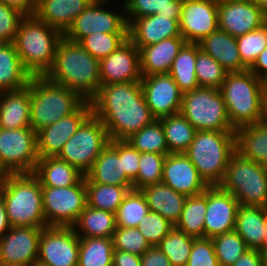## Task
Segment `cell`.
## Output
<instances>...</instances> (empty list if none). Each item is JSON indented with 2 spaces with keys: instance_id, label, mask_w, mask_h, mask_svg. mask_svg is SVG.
Listing matches in <instances>:
<instances>
[{
  "instance_id": "3957f363",
  "label": "cell",
  "mask_w": 267,
  "mask_h": 266,
  "mask_svg": "<svg viewBox=\"0 0 267 266\" xmlns=\"http://www.w3.org/2000/svg\"><path fill=\"white\" fill-rule=\"evenodd\" d=\"M63 34L34 15H26L20 22L13 41L24 69L31 76H45Z\"/></svg>"
},
{
  "instance_id": "f6af8a7d",
  "label": "cell",
  "mask_w": 267,
  "mask_h": 266,
  "mask_svg": "<svg viewBox=\"0 0 267 266\" xmlns=\"http://www.w3.org/2000/svg\"><path fill=\"white\" fill-rule=\"evenodd\" d=\"M128 39V33H93L83 37L78 43L98 60L116 51Z\"/></svg>"
},
{
  "instance_id": "7402d4cb",
  "label": "cell",
  "mask_w": 267,
  "mask_h": 266,
  "mask_svg": "<svg viewBox=\"0 0 267 266\" xmlns=\"http://www.w3.org/2000/svg\"><path fill=\"white\" fill-rule=\"evenodd\" d=\"M161 182L187 197L202 194L208 187L185 153L166 155Z\"/></svg>"
},
{
  "instance_id": "74e56055",
  "label": "cell",
  "mask_w": 267,
  "mask_h": 266,
  "mask_svg": "<svg viewBox=\"0 0 267 266\" xmlns=\"http://www.w3.org/2000/svg\"><path fill=\"white\" fill-rule=\"evenodd\" d=\"M87 205L89 207L116 213L119 205L133 186L104 185L91 182L85 176Z\"/></svg>"
},
{
  "instance_id": "603a6c76",
  "label": "cell",
  "mask_w": 267,
  "mask_h": 266,
  "mask_svg": "<svg viewBox=\"0 0 267 266\" xmlns=\"http://www.w3.org/2000/svg\"><path fill=\"white\" fill-rule=\"evenodd\" d=\"M172 37L182 36L179 20H173L171 16L154 14L139 17L128 26V38L138 49Z\"/></svg>"
},
{
  "instance_id": "2644e50d",
  "label": "cell",
  "mask_w": 267,
  "mask_h": 266,
  "mask_svg": "<svg viewBox=\"0 0 267 266\" xmlns=\"http://www.w3.org/2000/svg\"><path fill=\"white\" fill-rule=\"evenodd\" d=\"M4 175H5V174L0 170V185L2 184Z\"/></svg>"
},
{
  "instance_id": "be15d7a7",
  "label": "cell",
  "mask_w": 267,
  "mask_h": 266,
  "mask_svg": "<svg viewBox=\"0 0 267 266\" xmlns=\"http://www.w3.org/2000/svg\"><path fill=\"white\" fill-rule=\"evenodd\" d=\"M261 91H267V72L259 77Z\"/></svg>"
},
{
  "instance_id": "f907efd6",
  "label": "cell",
  "mask_w": 267,
  "mask_h": 266,
  "mask_svg": "<svg viewBox=\"0 0 267 266\" xmlns=\"http://www.w3.org/2000/svg\"><path fill=\"white\" fill-rule=\"evenodd\" d=\"M173 227L174 225L160 214L149 211L139 221L137 228L150 246H157Z\"/></svg>"
},
{
  "instance_id": "89a4df30",
  "label": "cell",
  "mask_w": 267,
  "mask_h": 266,
  "mask_svg": "<svg viewBox=\"0 0 267 266\" xmlns=\"http://www.w3.org/2000/svg\"><path fill=\"white\" fill-rule=\"evenodd\" d=\"M30 266H47V265L41 264L40 262L37 261L32 263Z\"/></svg>"
},
{
  "instance_id": "f546056e",
  "label": "cell",
  "mask_w": 267,
  "mask_h": 266,
  "mask_svg": "<svg viewBox=\"0 0 267 266\" xmlns=\"http://www.w3.org/2000/svg\"><path fill=\"white\" fill-rule=\"evenodd\" d=\"M85 176L97 184L133 186L123 170L122 159L110 144L102 150Z\"/></svg>"
},
{
  "instance_id": "30bf717a",
  "label": "cell",
  "mask_w": 267,
  "mask_h": 266,
  "mask_svg": "<svg viewBox=\"0 0 267 266\" xmlns=\"http://www.w3.org/2000/svg\"><path fill=\"white\" fill-rule=\"evenodd\" d=\"M109 141L105 126L92 113L64 144L57 157L85 176Z\"/></svg>"
},
{
  "instance_id": "f5cc1de1",
  "label": "cell",
  "mask_w": 267,
  "mask_h": 266,
  "mask_svg": "<svg viewBox=\"0 0 267 266\" xmlns=\"http://www.w3.org/2000/svg\"><path fill=\"white\" fill-rule=\"evenodd\" d=\"M185 266H219L211 238L194 239L190 256Z\"/></svg>"
},
{
  "instance_id": "9f6ffc18",
  "label": "cell",
  "mask_w": 267,
  "mask_h": 266,
  "mask_svg": "<svg viewBox=\"0 0 267 266\" xmlns=\"http://www.w3.org/2000/svg\"><path fill=\"white\" fill-rule=\"evenodd\" d=\"M113 266H141V256L120 250H114Z\"/></svg>"
},
{
  "instance_id": "ee69618b",
  "label": "cell",
  "mask_w": 267,
  "mask_h": 266,
  "mask_svg": "<svg viewBox=\"0 0 267 266\" xmlns=\"http://www.w3.org/2000/svg\"><path fill=\"white\" fill-rule=\"evenodd\" d=\"M211 239L219 266H232L248 250L245 241L235 230Z\"/></svg>"
},
{
  "instance_id": "c3c4849f",
  "label": "cell",
  "mask_w": 267,
  "mask_h": 266,
  "mask_svg": "<svg viewBox=\"0 0 267 266\" xmlns=\"http://www.w3.org/2000/svg\"><path fill=\"white\" fill-rule=\"evenodd\" d=\"M242 62L250 68L258 55L267 48V30L261 27L236 38Z\"/></svg>"
},
{
  "instance_id": "4316f807",
  "label": "cell",
  "mask_w": 267,
  "mask_h": 266,
  "mask_svg": "<svg viewBox=\"0 0 267 266\" xmlns=\"http://www.w3.org/2000/svg\"><path fill=\"white\" fill-rule=\"evenodd\" d=\"M26 127H31L29 83L22 89L0 92V128Z\"/></svg>"
},
{
  "instance_id": "753ad0ef",
  "label": "cell",
  "mask_w": 267,
  "mask_h": 266,
  "mask_svg": "<svg viewBox=\"0 0 267 266\" xmlns=\"http://www.w3.org/2000/svg\"><path fill=\"white\" fill-rule=\"evenodd\" d=\"M92 2H104V1H110V0H91Z\"/></svg>"
},
{
  "instance_id": "44dd1931",
  "label": "cell",
  "mask_w": 267,
  "mask_h": 266,
  "mask_svg": "<svg viewBox=\"0 0 267 266\" xmlns=\"http://www.w3.org/2000/svg\"><path fill=\"white\" fill-rule=\"evenodd\" d=\"M264 12L251 1L218 0V29L237 38L261 27Z\"/></svg>"
},
{
  "instance_id": "5b68a950",
  "label": "cell",
  "mask_w": 267,
  "mask_h": 266,
  "mask_svg": "<svg viewBox=\"0 0 267 266\" xmlns=\"http://www.w3.org/2000/svg\"><path fill=\"white\" fill-rule=\"evenodd\" d=\"M30 90V126L37 133L59 119L74 113L85 100L66 86L46 76H32Z\"/></svg>"
},
{
  "instance_id": "2e32d148",
  "label": "cell",
  "mask_w": 267,
  "mask_h": 266,
  "mask_svg": "<svg viewBox=\"0 0 267 266\" xmlns=\"http://www.w3.org/2000/svg\"><path fill=\"white\" fill-rule=\"evenodd\" d=\"M140 82L147 106L156 119L180 112L183 93L169 73L142 76Z\"/></svg>"
},
{
  "instance_id": "b9f144b4",
  "label": "cell",
  "mask_w": 267,
  "mask_h": 266,
  "mask_svg": "<svg viewBox=\"0 0 267 266\" xmlns=\"http://www.w3.org/2000/svg\"><path fill=\"white\" fill-rule=\"evenodd\" d=\"M149 212L141 190H130L115 213L116 227L137 228L139 221Z\"/></svg>"
},
{
  "instance_id": "8fae6325",
  "label": "cell",
  "mask_w": 267,
  "mask_h": 266,
  "mask_svg": "<svg viewBox=\"0 0 267 266\" xmlns=\"http://www.w3.org/2000/svg\"><path fill=\"white\" fill-rule=\"evenodd\" d=\"M38 160L37 133L32 127L0 128V170L5 175L34 173Z\"/></svg>"
},
{
  "instance_id": "5bb4252c",
  "label": "cell",
  "mask_w": 267,
  "mask_h": 266,
  "mask_svg": "<svg viewBox=\"0 0 267 266\" xmlns=\"http://www.w3.org/2000/svg\"><path fill=\"white\" fill-rule=\"evenodd\" d=\"M79 236L73 227L46 226L39 240L38 262L47 266H78Z\"/></svg>"
},
{
  "instance_id": "8c879c8a",
  "label": "cell",
  "mask_w": 267,
  "mask_h": 266,
  "mask_svg": "<svg viewBox=\"0 0 267 266\" xmlns=\"http://www.w3.org/2000/svg\"><path fill=\"white\" fill-rule=\"evenodd\" d=\"M0 266H18V265H12V264H5L0 262Z\"/></svg>"
},
{
  "instance_id": "836d02e7",
  "label": "cell",
  "mask_w": 267,
  "mask_h": 266,
  "mask_svg": "<svg viewBox=\"0 0 267 266\" xmlns=\"http://www.w3.org/2000/svg\"><path fill=\"white\" fill-rule=\"evenodd\" d=\"M73 228L79 237L112 238L116 230L115 214L87 205Z\"/></svg>"
},
{
  "instance_id": "f1b7e54d",
  "label": "cell",
  "mask_w": 267,
  "mask_h": 266,
  "mask_svg": "<svg viewBox=\"0 0 267 266\" xmlns=\"http://www.w3.org/2000/svg\"><path fill=\"white\" fill-rule=\"evenodd\" d=\"M235 134L236 152L245 159L267 166V121L241 126Z\"/></svg>"
},
{
  "instance_id": "d590c367",
  "label": "cell",
  "mask_w": 267,
  "mask_h": 266,
  "mask_svg": "<svg viewBox=\"0 0 267 266\" xmlns=\"http://www.w3.org/2000/svg\"><path fill=\"white\" fill-rule=\"evenodd\" d=\"M121 4L129 26L136 18L154 14L171 16L173 20H180L183 2L179 0H124Z\"/></svg>"
},
{
  "instance_id": "277c9868",
  "label": "cell",
  "mask_w": 267,
  "mask_h": 266,
  "mask_svg": "<svg viewBox=\"0 0 267 266\" xmlns=\"http://www.w3.org/2000/svg\"><path fill=\"white\" fill-rule=\"evenodd\" d=\"M8 220L12 227L45 228L42 186L33 174H6L0 185Z\"/></svg>"
},
{
  "instance_id": "cb8c5ba5",
  "label": "cell",
  "mask_w": 267,
  "mask_h": 266,
  "mask_svg": "<svg viewBox=\"0 0 267 266\" xmlns=\"http://www.w3.org/2000/svg\"><path fill=\"white\" fill-rule=\"evenodd\" d=\"M185 43L186 41L183 37H172L140 47L141 75L168 74L175 57Z\"/></svg>"
},
{
  "instance_id": "8992f818",
  "label": "cell",
  "mask_w": 267,
  "mask_h": 266,
  "mask_svg": "<svg viewBox=\"0 0 267 266\" xmlns=\"http://www.w3.org/2000/svg\"><path fill=\"white\" fill-rule=\"evenodd\" d=\"M236 152L235 131H196L185 152L208 186L219 185L231 156Z\"/></svg>"
},
{
  "instance_id": "d6986e66",
  "label": "cell",
  "mask_w": 267,
  "mask_h": 266,
  "mask_svg": "<svg viewBox=\"0 0 267 266\" xmlns=\"http://www.w3.org/2000/svg\"><path fill=\"white\" fill-rule=\"evenodd\" d=\"M239 206L236 198L219 185L208 186L204 238L234 231Z\"/></svg>"
},
{
  "instance_id": "03108f58",
  "label": "cell",
  "mask_w": 267,
  "mask_h": 266,
  "mask_svg": "<svg viewBox=\"0 0 267 266\" xmlns=\"http://www.w3.org/2000/svg\"><path fill=\"white\" fill-rule=\"evenodd\" d=\"M262 255H263V263L264 266H267V246H265L262 250Z\"/></svg>"
},
{
  "instance_id": "ffe728a7",
  "label": "cell",
  "mask_w": 267,
  "mask_h": 266,
  "mask_svg": "<svg viewBox=\"0 0 267 266\" xmlns=\"http://www.w3.org/2000/svg\"><path fill=\"white\" fill-rule=\"evenodd\" d=\"M101 85L141 81L140 52L128 38L107 57L99 60Z\"/></svg>"
},
{
  "instance_id": "d6a6232c",
  "label": "cell",
  "mask_w": 267,
  "mask_h": 266,
  "mask_svg": "<svg viewBox=\"0 0 267 266\" xmlns=\"http://www.w3.org/2000/svg\"><path fill=\"white\" fill-rule=\"evenodd\" d=\"M31 77L24 69L14 43H0V92L22 89Z\"/></svg>"
},
{
  "instance_id": "6f0895ef",
  "label": "cell",
  "mask_w": 267,
  "mask_h": 266,
  "mask_svg": "<svg viewBox=\"0 0 267 266\" xmlns=\"http://www.w3.org/2000/svg\"><path fill=\"white\" fill-rule=\"evenodd\" d=\"M232 266H264L262 252L248 249Z\"/></svg>"
},
{
  "instance_id": "f35d334b",
  "label": "cell",
  "mask_w": 267,
  "mask_h": 266,
  "mask_svg": "<svg viewBox=\"0 0 267 266\" xmlns=\"http://www.w3.org/2000/svg\"><path fill=\"white\" fill-rule=\"evenodd\" d=\"M207 209V188L199 195L187 197L181 217L175 227L187 236L204 238V219Z\"/></svg>"
},
{
  "instance_id": "484cf974",
  "label": "cell",
  "mask_w": 267,
  "mask_h": 266,
  "mask_svg": "<svg viewBox=\"0 0 267 266\" xmlns=\"http://www.w3.org/2000/svg\"><path fill=\"white\" fill-rule=\"evenodd\" d=\"M198 44L200 49L212 56L227 72H241L249 69L242 62L236 37L223 30H215Z\"/></svg>"
},
{
  "instance_id": "94428289",
  "label": "cell",
  "mask_w": 267,
  "mask_h": 266,
  "mask_svg": "<svg viewBox=\"0 0 267 266\" xmlns=\"http://www.w3.org/2000/svg\"><path fill=\"white\" fill-rule=\"evenodd\" d=\"M11 227L12 226L8 220L4 200L0 195V239L9 231Z\"/></svg>"
},
{
  "instance_id": "7bdbcfd3",
  "label": "cell",
  "mask_w": 267,
  "mask_h": 266,
  "mask_svg": "<svg viewBox=\"0 0 267 266\" xmlns=\"http://www.w3.org/2000/svg\"><path fill=\"white\" fill-rule=\"evenodd\" d=\"M194 239L174 226L157 247L170 260L171 266H185L188 262Z\"/></svg>"
},
{
  "instance_id": "ac0fdd59",
  "label": "cell",
  "mask_w": 267,
  "mask_h": 266,
  "mask_svg": "<svg viewBox=\"0 0 267 266\" xmlns=\"http://www.w3.org/2000/svg\"><path fill=\"white\" fill-rule=\"evenodd\" d=\"M42 229L11 227L0 239V262L18 266H30L37 262Z\"/></svg>"
},
{
  "instance_id": "e575fe53",
  "label": "cell",
  "mask_w": 267,
  "mask_h": 266,
  "mask_svg": "<svg viewBox=\"0 0 267 266\" xmlns=\"http://www.w3.org/2000/svg\"><path fill=\"white\" fill-rule=\"evenodd\" d=\"M198 43L186 42L175 57L169 74L182 93L192 91L199 87L195 72Z\"/></svg>"
},
{
  "instance_id": "bcb514c9",
  "label": "cell",
  "mask_w": 267,
  "mask_h": 266,
  "mask_svg": "<svg viewBox=\"0 0 267 266\" xmlns=\"http://www.w3.org/2000/svg\"><path fill=\"white\" fill-rule=\"evenodd\" d=\"M195 72L199 87L217 89H220L228 73L223 66L202 49L197 51Z\"/></svg>"
},
{
  "instance_id": "8d00e7d4",
  "label": "cell",
  "mask_w": 267,
  "mask_h": 266,
  "mask_svg": "<svg viewBox=\"0 0 267 266\" xmlns=\"http://www.w3.org/2000/svg\"><path fill=\"white\" fill-rule=\"evenodd\" d=\"M159 120L169 153H185L194 139L196 129L193 125L180 112Z\"/></svg>"
},
{
  "instance_id": "d4e9b609",
  "label": "cell",
  "mask_w": 267,
  "mask_h": 266,
  "mask_svg": "<svg viewBox=\"0 0 267 266\" xmlns=\"http://www.w3.org/2000/svg\"><path fill=\"white\" fill-rule=\"evenodd\" d=\"M91 2V0H37L34 16L64 34L73 20Z\"/></svg>"
},
{
  "instance_id": "60d3db41",
  "label": "cell",
  "mask_w": 267,
  "mask_h": 266,
  "mask_svg": "<svg viewBox=\"0 0 267 266\" xmlns=\"http://www.w3.org/2000/svg\"><path fill=\"white\" fill-rule=\"evenodd\" d=\"M127 141L140 153L170 154L159 119L134 133Z\"/></svg>"
},
{
  "instance_id": "a7ac6f4b",
  "label": "cell",
  "mask_w": 267,
  "mask_h": 266,
  "mask_svg": "<svg viewBox=\"0 0 267 266\" xmlns=\"http://www.w3.org/2000/svg\"><path fill=\"white\" fill-rule=\"evenodd\" d=\"M263 26L266 28L267 30V11L264 12V16H263Z\"/></svg>"
},
{
  "instance_id": "91938a15",
  "label": "cell",
  "mask_w": 267,
  "mask_h": 266,
  "mask_svg": "<svg viewBox=\"0 0 267 266\" xmlns=\"http://www.w3.org/2000/svg\"><path fill=\"white\" fill-rule=\"evenodd\" d=\"M249 70L258 78L267 72V48L258 55Z\"/></svg>"
},
{
  "instance_id": "003e7915",
  "label": "cell",
  "mask_w": 267,
  "mask_h": 266,
  "mask_svg": "<svg viewBox=\"0 0 267 266\" xmlns=\"http://www.w3.org/2000/svg\"><path fill=\"white\" fill-rule=\"evenodd\" d=\"M265 246H267V208H265Z\"/></svg>"
},
{
  "instance_id": "db71d44e",
  "label": "cell",
  "mask_w": 267,
  "mask_h": 266,
  "mask_svg": "<svg viewBox=\"0 0 267 266\" xmlns=\"http://www.w3.org/2000/svg\"><path fill=\"white\" fill-rule=\"evenodd\" d=\"M109 144L117 151L127 178L133 182L138 174L140 152L127 140H110Z\"/></svg>"
},
{
  "instance_id": "83f0119b",
  "label": "cell",
  "mask_w": 267,
  "mask_h": 266,
  "mask_svg": "<svg viewBox=\"0 0 267 266\" xmlns=\"http://www.w3.org/2000/svg\"><path fill=\"white\" fill-rule=\"evenodd\" d=\"M149 211L160 214L174 226L179 221L187 196L174 191L165 183L160 182L141 189Z\"/></svg>"
},
{
  "instance_id": "9a60e30c",
  "label": "cell",
  "mask_w": 267,
  "mask_h": 266,
  "mask_svg": "<svg viewBox=\"0 0 267 266\" xmlns=\"http://www.w3.org/2000/svg\"><path fill=\"white\" fill-rule=\"evenodd\" d=\"M179 29L188 43H199L218 29V0H190L182 4Z\"/></svg>"
},
{
  "instance_id": "681fc988",
  "label": "cell",
  "mask_w": 267,
  "mask_h": 266,
  "mask_svg": "<svg viewBox=\"0 0 267 266\" xmlns=\"http://www.w3.org/2000/svg\"><path fill=\"white\" fill-rule=\"evenodd\" d=\"M114 250L142 256L151 246L138 228L116 227L112 236Z\"/></svg>"
},
{
  "instance_id": "52a82bcc",
  "label": "cell",
  "mask_w": 267,
  "mask_h": 266,
  "mask_svg": "<svg viewBox=\"0 0 267 266\" xmlns=\"http://www.w3.org/2000/svg\"><path fill=\"white\" fill-rule=\"evenodd\" d=\"M222 93L231 126L237 128L260 122L261 88L260 80L249 69L228 72L223 81Z\"/></svg>"
},
{
  "instance_id": "7c38bea8",
  "label": "cell",
  "mask_w": 267,
  "mask_h": 266,
  "mask_svg": "<svg viewBox=\"0 0 267 266\" xmlns=\"http://www.w3.org/2000/svg\"><path fill=\"white\" fill-rule=\"evenodd\" d=\"M47 226L73 227L87 206L85 176L69 187H42Z\"/></svg>"
},
{
  "instance_id": "e0dca14e",
  "label": "cell",
  "mask_w": 267,
  "mask_h": 266,
  "mask_svg": "<svg viewBox=\"0 0 267 266\" xmlns=\"http://www.w3.org/2000/svg\"><path fill=\"white\" fill-rule=\"evenodd\" d=\"M92 114L91 101H85L74 113L37 132L39 157H57L64 144L76 133L81 124Z\"/></svg>"
},
{
  "instance_id": "11a10c76",
  "label": "cell",
  "mask_w": 267,
  "mask_h": 266,
  "mask_svg": "<svg viewBox=\"0 0 267 266\" xmlns=\"http://www.w3.org/2000/svg\"><path fill=\"white\" fill-rule=\"evenodd\" d=\"M141 266H171V264L170 260L157 246H151L141 256Z\"/></svg>"
},
{
  "instance_id": "ab89813d",
  "label": "cell",
  "mask_w": 267,
  "mask_h": 266,
  "mask_svg": "<svg viewBox=\"0 0 267 266\" xmlns=\"http://www.w3.org/2000/svg\"><path fill=\"white\" fill-rule=\"evenodd\" d=\"M113 241L104 237H79L78 266H113Z\"/></svg>"
},
{
  "instance_id": "6125c7cd",
  "label": "cell",
  "mask_w": 267,
  "mask_h": 266,
  "mask_svg": "<svg viewBox=\"0 0 267 266\" xmlns=\"http://www.w3.org/2000/svg\"><path fill=\"white\" fill-rule=\"evenodd\" d=\"M261 112L262 119L267 121V91H261Z\"/></svg>"
},
{
  "instance_id": "ba28073f",
  "label": "cell",
  "mask_w": 267,
  "mask_h": 266,
  "mask_svg": "<svg viewBox=\"0 0 267 266\" xmlns=\"http://www.w3.org/2000/svg\"><path fill=\"white\" fill-rule=\"evenodd\" d=\"M219 186L231 193L241 206L267 208V166L235 152Z\"/></svg>"
},
{
  "instance_id": "816d5d0a",
  "label": "cell",
  "mask_w": 267,
  "mask_h": 266,
  "mask_svg": "<svg viewBox=\"0 0 267 266\" xmlns=\"http://www.w3.org/2000/svg\"><path fill=\"white\" fill-rule=\"evenodd\" d=\"M25 16L19 9L0 1V43L14 41L18 26Z\"/></svg>"
},
{
  "instance_id": "7dc6e473",
  "label": "cell",
  "mask_w": 267,
  "mask_h": 266,
  "mask_svg": "<svg viewBox=\"0 0 267 266\" xmlns=\"http://www.w3.org/2000/svg\"><path fill=\"white\" fill-rule=\"evenodd\" d=\"M166 155L157 153H140L137 178L132 182L134 190L157 184L162 181L163 165Z\"/></svg>"
},
{
  "instance_id": "4fadbf2b",
  "label": "cell",
  "mask_w": 267,
  "mask_h": 266,
  "mask_svg": "<svg viewBox=\"0 0 267 266\" xmlns=\"http://www.w3.org/2000/svg\"><path fill=\"white\" fill-rule=\"evenodd\" d=\"M109 1L91 2L79 14L63 34L69 41L78 43L83 37L93 33H128L125 13H117L104 6ZM106 3V4H105ZM104 6V7H103Z\"/></svg>"
},
{
  "instance_id": "e7e4bbea",
  "label": "cell",
  "mask_w": 267,
  "mask_h": 266,
  "mask_svg": "<svg viewBox=\"0 0 267 266\" xmlns=\"http://www.w3.org/2000/svg\"><path fill=\"white\" fill-rule=\"evenodd\" d=\"M257 7L262 8L264 11H267V0H250Z\"/></svg>"
},
{
  "instance_id": "1f68e13d",
  "label": "cell",
  "mask_w": 267,
  "mask_h": 266,
  "mask_svg": "<svg viewBox=\"0 0 267 266\" xmlns=\"http://www.w3.org/2000/svg\"><path fill=\"white\" fill-rule=\"evenodd\" d=\"M33 174L42 187H69L84 177L76 168L58 157H39Z\"/></svg>"
},
{
  "instance_id": "6da1fadb",
  "label": "cell",
  "mask_w": 267,
  "mask_h": 266,
  "mask_svg": "<svg viewBox=\"0 0 267 266\" xmlns=\"http://www.w3.org/2000/svg\"><path fill=\"white\" fill-rule=\"evenodd\" d=\"M91 105L110 140H127L156 120L147 106L140 81L101 85Z\"/></svg>"
},
{
  "instance_id": "680465c9",
  "label": "cell",
  "mask_w": 267,
  "mask_h": 266,
  "mask_svg": "<svg viewBox=\"0 0 267 266\" xmlns=\"http://www.w3.org/2000/svg\"><path fill=\"white\" fill-rule=\"evenodd\" d=\"M1 2L19 9L25 15H34L37 0H0Z\"/></svg>"
},
{
  "instance_id": "4dcf8cb0",
  "label": "cell",
  "mask_w": 267,
  "mask_h": 266,
  "mask_svg": "<svg viewBox=\"0 0 267 266\" xmlns=\"http://www.w3.org/2000/svg\"><path fill=\"white\" fill-rule=\"evenodd\" d=\"M234 230L248 249L261 251L265 247V208L240 205Z\"/></svg>"
},
{
  "instance_id": "9c48e42d",
  "label": "cell",
  "mask_w": 267,
  "mask_h": 266,
  "mask_svg": "<svg viewBox=\"0 0 267 266\" xmlns=\"http://www.w3.org/2000/svg\"><path fill=\"white\" fill-rule=\"evenodd\" d=\"M180 113L196 131H235L220 89L197 87L183 93Z\"/></svg>"
},
{
  "instance_id": "7a4b0ae2",
  "label": "cell",
  "mask_w": 267,
  "mask_h": 266,
  "mask_svg": "<svg viewBox=\"0 0 267 266\" xmlns=\"http://www.w3.org/2000/svg\"><path fill=\"white\" fill-rule=\"evenodd\" d=\"M45 76L77 92L85 101H91L101 86L99 60L79 43L64 37L57 45L54 63Z\"/></svg>"
}]
</instances>
